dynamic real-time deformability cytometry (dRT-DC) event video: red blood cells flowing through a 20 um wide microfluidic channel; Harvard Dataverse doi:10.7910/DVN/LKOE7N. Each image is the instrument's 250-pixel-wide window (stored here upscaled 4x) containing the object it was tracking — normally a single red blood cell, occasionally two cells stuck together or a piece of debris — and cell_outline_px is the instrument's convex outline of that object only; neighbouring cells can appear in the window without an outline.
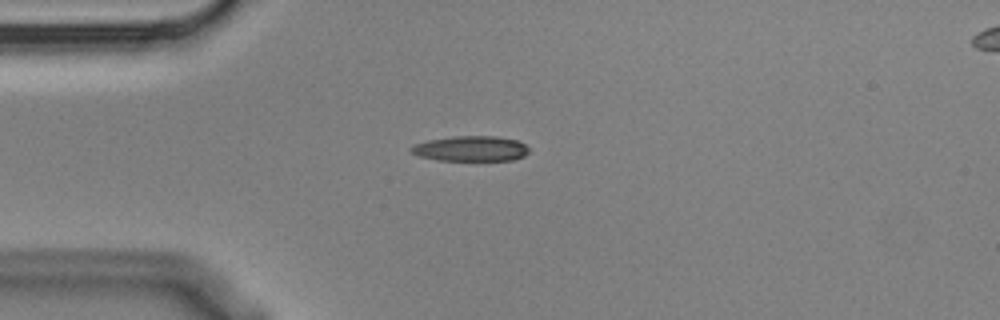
{"species": "Egyptian fruit bat (a non-hibernating species)", "species_latin": "Rousettus aegyptiacus", "temperature_condition": "cold", "stored_images_in_passage": 2, "camera_frame_rate_fps": 3000, "um_per_image_px": 0.085, "animal": {"sex": "male"}, "frame": {"image": 1, "passage_image": 1, "time_ms": 0.0, "image_size_px": [1000, 320], "cell_outline_px": [[528, 152], [524, 156], [512, 160], [440, 160], [420, 156], [412, 152], [408, 148], [412, 144], [428, 140], [452, 136], [496, 136], [516, 140], [524, 144], [528, 148]], "centroid_in_image_um": [39.99, 12.62], "position_along_channel_um": 45.0, "area_um2": 17.28}}
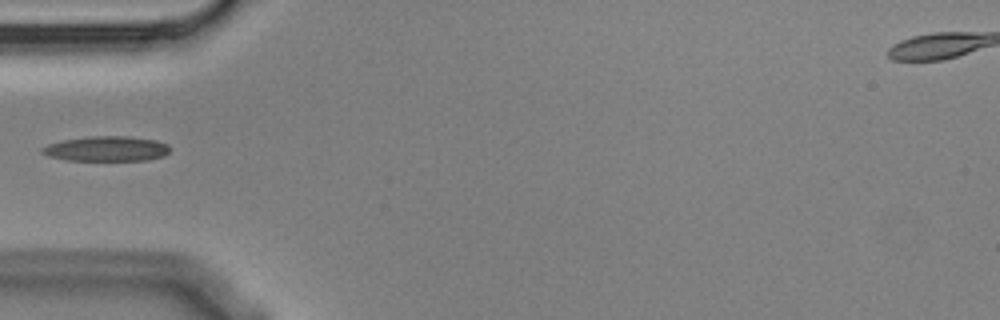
{"frame": {"image": 2, "passage_image": 2, "time_ms": 0.333, "image_size_px": [1000, 320], "cell_outline_px": [[168, 152], [164, 156], [148, 160], [64, 160], [48, 156], [40, 152], [40, 148], [48, 144], [60, 140], [88, 136], [128, 136], [156, 140], [168, 144]], "centroid_in_image_um": [9.01, 12.64], "position_along_channel_um": 76.0, "area_um2": 18.79}}